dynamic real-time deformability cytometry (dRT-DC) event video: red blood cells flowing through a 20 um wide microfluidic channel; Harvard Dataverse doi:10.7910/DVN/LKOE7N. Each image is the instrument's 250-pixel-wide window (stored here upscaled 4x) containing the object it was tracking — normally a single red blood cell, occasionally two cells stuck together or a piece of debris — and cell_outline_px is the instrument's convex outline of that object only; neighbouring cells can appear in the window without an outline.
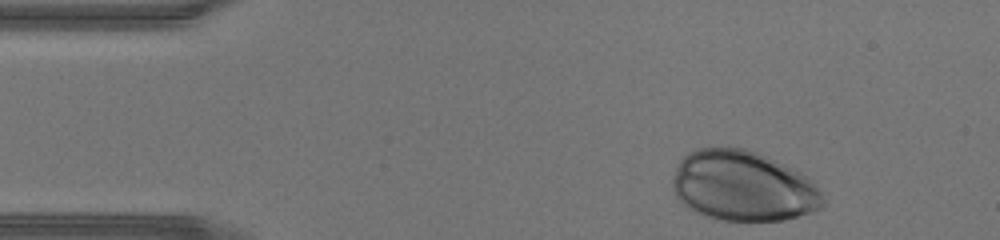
{"species": "human", "species_latin": "Homo sapiens", "temperature_condition": "warm", "stored_images_in_passage": 30, "camera_frame_rate_fps": 3000, "um_per_image_px": 0.085, "donor": {"sex": "male"}, "frame": {"image": 1, "passage_image": 1, "time_ms": 0.0, "image_size_px": [1000, 240], "cell_outline_px": [[824, 204], [820, 208], [784, 220], [724, 220], [704, 216], [692, 212], [676, 196], [672, 188], [672, 180], [676, 164], [688, 152], [700, 148], [744, 148], [768, 156], [808, 176], [816, 184], [824, 200]], "centroid_in_image_um": [63.13, 15.81], "position_along_channel_um": 21.9, "area_um2": 61.61}}
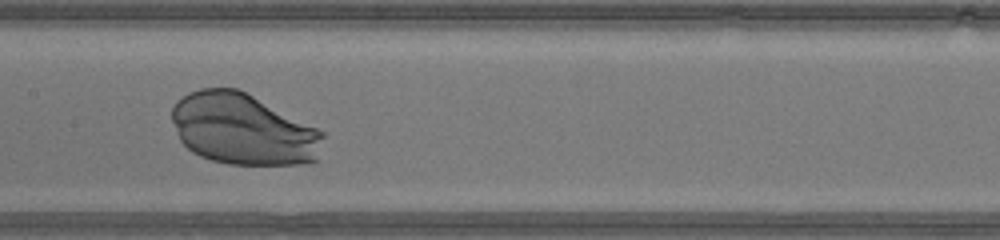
{"frame": {"image": 2, "passage_image": 17, "time_ms": 5.333, "image_size_px": [1000, 240], "cell_outline_px": [[324, 136], [316, 160], [308, 164], [228, 164], [212, 160], [200, 156], [192, 152], [180, 140], [172, 120], [172, 108], [176, 100], [188, 92], [200, 88], [236, 88], [324, 132]], "centroid_in_image_um": [20.62, 10.99], "position_along_channel_um": 186.8, "area_um2": 62.25}}
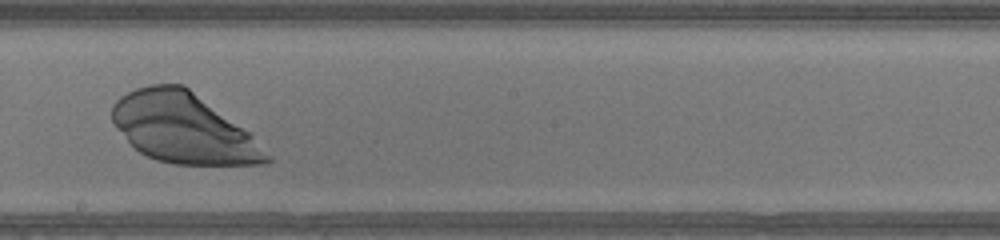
{"frame": {"image": 3, "passage_image": 20, "time_ms": 6.333, "image_size_px": [1000, 240], "cell_outline_px": [[272, 160], [264, 164], [172, 164], [156, 160], [140, 152], [128, 140], [112, 120], [112, 104], [120, 96], [136, 88], [152, 84], [184, 84], [252, 132], [272, 156]], "centroid_in_image_um": [15.66, 10.88], "position_along_channel_um": 232.5, "area_um2": 63.18}}